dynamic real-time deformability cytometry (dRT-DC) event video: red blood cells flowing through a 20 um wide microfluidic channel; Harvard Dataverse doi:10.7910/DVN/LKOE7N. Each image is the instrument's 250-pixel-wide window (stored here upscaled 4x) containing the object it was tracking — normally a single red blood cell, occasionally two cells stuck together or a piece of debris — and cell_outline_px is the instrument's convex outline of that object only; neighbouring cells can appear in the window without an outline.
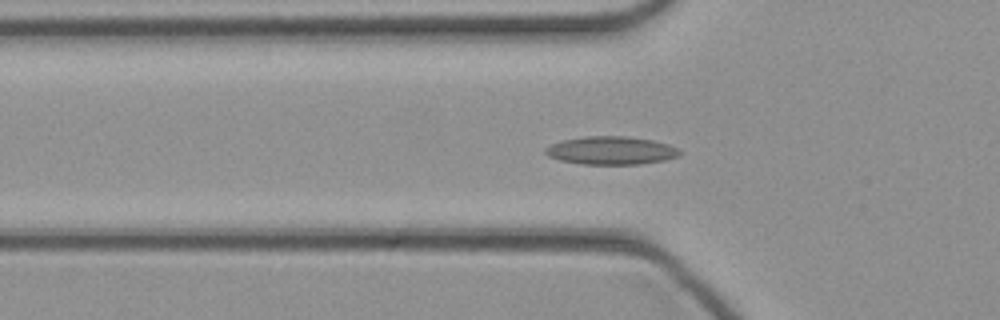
{"species": "common noctule bat (a hibernating species)", "species_latin": "Nyctalus noctula", "temperature_condition": "cold", "stored_images_in_passage": 38, "camera_frame_rate_fps": 3000, "um_per_image_px": 0.085, "animal": {"sex": "female", "body_mass_g": 21.9}, "frame": {"image": 1, "passage_image": 6, "time_ms": 1.667, "image_size_px": [1000, 320], "cell_outline_px": [[684, 152], [680, 156], [664, 160], [640, 164], [580, 164], [560, 160], [548, 156], [544, 152], [544, 148], [552, 144], [564, 140], [584, 136], [628, 136], [652, 140], [668, 144]], "centroid_in_image_um": [51.96, 12.79], "position_along_channel_um": 73.8, "area_um2": 22.08}}
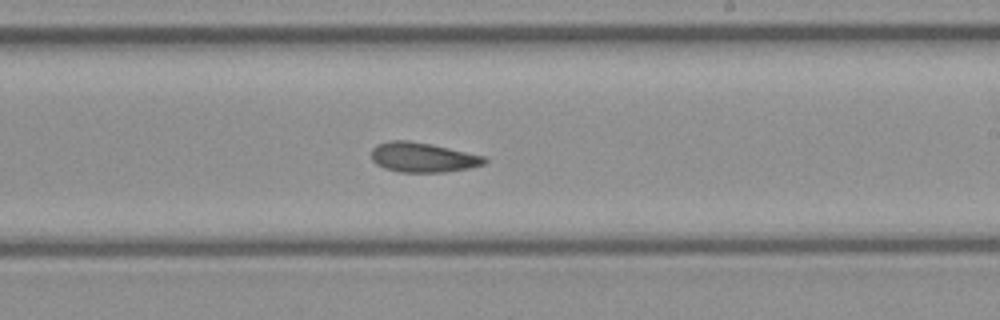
{"frame": {"image": 2, "passage_image": 18, "time_ms": 5.667, "image_size_px": [1000, 320], "cell_outline_px": [[488, 160], [484, 164], [468, 168], [444, 172], [400, 172], [384, 168], [376, 164], [372, 160], [372, 148], [376, 144], [388, 140], [408, 140], [432, 144], [484, 156]], "centroid_in_image_um": [35.9, 13.37], "position_along_channel_um": 253.1, "area_um2": 19.65}}
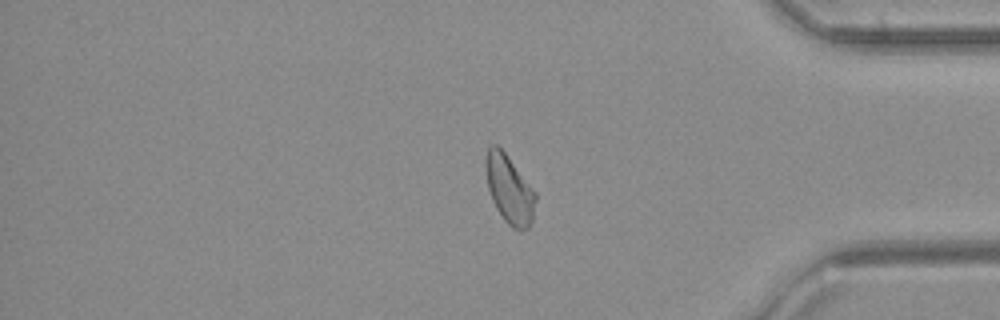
{"frame": {"image": 3, "passage_image": 29, "time_ms": 9.333, "image_size_px": [1000, 320], "cell_outline_px": [[536, 200], [532, 220], [528, 228], [520, 232], [512, 228], [504, 220], [496, 208], [492, 200], [488, 188], [484, 168], [484, 160], [488, 148], [492, 144], [496, 144], [504, 152], [536, 192]], "centroid_in_image_um": [43.28, 16.11], "position_along_channel_um": 391.9, "area_um2": 19.94}}